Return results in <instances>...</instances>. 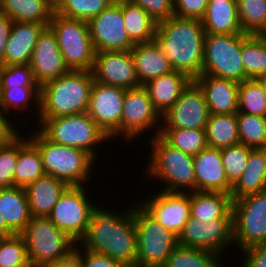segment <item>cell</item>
<instances>
[{"label":"cell","instance_id":"e575fe53","mask_svg":"<svg viewBox=\"0 0 266 267\" xmlns=\"http://www.w3.org/2000/svg\"><path fill=\"white\" fill-rule=\"evenodd\" d=\"M205 132L211 148L222 149L240 143L236 113L210 114Z\"/></svg>","mask_w":266,"mask_h":267},{"label":"cell","instance_id":"603a6c76","mask_svg":"<svg viewBox=\"0 0 266 267\" xmlns=\"http://www.w3.org/2000/svg\"><path fill=\"white\" fill-rule=\"evenodd\" d=\"M48 26L14 21L4 53V65L29 64L38 38Z\"/></svg>","mask_w":266,"mask_h":267},{"label":"cell","instance_id":"484cf974","mask_svg":"<svg viewBox=\"0 0 266 267\" xmlns=\"http://www.w3.org/2000/svg\"><path fill=\"white\" fill-rule=\"evenodd\" d=\"M135 61L136 76L143 86L149 80L171 73V63L154 40L136 44L131 50Z\"/></svg>","mask_w":266,"mask_h":267},{"label":"cell","instance_id":"11a10c76","mask_svg":"<svg viewBox=\"0 0 266 267\" xmlns=\"http://www.w3.org/2000/svg\"><path fill=\"white\" fill-rule=\"evenodd\" d=\"M15 233L7 226L4 217L0 212V238L9 237L14 235Z\"/></svg>","mask_w":266,"mask_h":267},{"label":"cell","instance_id":"1f68e13d","mask_svg":"<svg viewBox=\"0 0 266 267\" xmlns=\"http://www.w3.org/2000/svg\"><path fill=\"white\" fill-rule=\"evenodd\" d=\"M32 103L33 106H35L36 110L34 107L29 109L30 105L32 106ZM23 109H29L32 111H27V113L32 114L29 115L30 119L38 118L40 112V86H17L12 88H0V111L2 113L11 117L10 114L12 112H17V114L19 115L17 119H21L23 117V113L26 112Z\"/></svg>","mask_w":266,"mask_h":267},{"label":"cell","instance_id":"6da1fadb","mask_svg":"<svg viewBox=\"0 0 266 267\" xmlns=\"http://www.w3.org/2000/svg\"><path fill=\"white\" fill-rule=\"evenodd\" d=\"M134 204L124 206L126 209L123 208L120 212H114L116 208L104 209L98 205L91 216L86 234L77 245L135 267L137 232Z\"/></svg>","mask_w":266,"mask_h":267},{"label":"cell","instance_id":"680465c9","mask_svg":"<svg viewBox=\"0 0 266 267\" xmlns=\"http://www.w3.org/2000/svg\"><path fill=\"white\" fill-rule=\"evenodd\" d=\"M10 267H32L31 265H16V266H10Z\"/></svg>","mask_w":266,"mask_h":267},{"label":"cell","instance_id":"f5cc1de1","mask_svg":"<svg viewBox=\"0 0 266 267\" xmlns=\"http://www.w3.org/2000/svg\"><path fill=\"white\" fill-rule=\"evenodd\" d=\"M13 22L6 14L0 12V65H4V53Z\"/></svg>","mask_w":266,"mask_h":267},{"label":"cell","instance_id":"f6af8a7d","mask_svg":"<svg viewBox=\"0 0 266 267\" xmlns=\"http://www.w3.org/2000/svg\"><path fill=\"white\" fill-rule=\"evenodd\" d=\"M39 86L29 64L0 65V88Z\"/></svg>","mask_w":266,"mask_h":267},{"label":"cell","instance_id":"277c9868","mask_svg":"<svg viewBox=\"0 0 266 267\" xmlns=\"http://www.w3.org/2000/svg\"><path fill=\"white\" fill-rule=\"evenodd\" d=\"M148 141L151 150L147 168L143 170L144 178H153L152 182L158 179L162 185L165 183L161 187L163 191H195L193 156L172 147L160 135H155Z\"/></svg>","mask_w":266,"mask_h":267},{"label":"cell","instance_id":"b9f144b4","mask_svg":"<svg viewBox=\"0 0 266 267\" xmlns=\"http://www.w3.org/2000/svg\"><path fill=\"white\" fill-rule=\"evenodd\" d=\"M116 0H64L55 11L66 18L88 22Z\"/></svg>","mask_w":266,"mask_h":267},{"label":"cell","instance_id":"5b68a950","mask_svg":"<svg viewBox=\"0 0 266 267\" xmlns=\"http://www.w3.org/2000/svg\"><path fill=\"white\" fill-rule=\"evenodd\" d=\"M35 128L36 130L32 129L33 133H26L29 140L39 149L45 174L63 180L69 186H85L89 183L95 174L92 173L95 160L81 149L50 141L37 127Z\"/></svg>","mask_w":266,"mask_h":267},{"label":"cell","instance_id":"f546056e","mask_svg":"<svg viewBox=\"0 0 266 267\" xmlns=\"http://www.w3.org/2000/svg\"><path fill=\"white\" fill-rule=\"evenodd\" d=\"M190 215L198 220L233 218L232 198L221 192H190Z\"/></svg>","mask_w":266,"mask_h":267},{"label":"cell","instance_id":"cb8c5ba5","mask_svg":"<svg viewBox=\"0 0 266 267\" xmlns=\"http://www.w3.org/2000/svg\"><path fill=\"white\" fill-rule=\"evenodd\" d=\"M193 80L185 73L172 71L149 80L143 87L147 90L154 108L162 116L169 110Z\"/></svg>","mask_w":266,"mask_h":267},{"label":"cell","instance_id":"c3c4849f","mask_svg":"<svg viewBox=\"0 0 266 267\" xmlns=\"http://www.w3.org/2000/svg\"><path fill=\"white\" fill-rule=\"evenodd\" d=\"M209 0H176L174 16L179 18L198 19L204 16Z\"/></svg>","mask_w":266,"mask_h":267},{"label":"cell","instance_id":"83f0119b","mask_svg":"<svg viewBox=\"0 0 266 267\" xmlns=\"http://www.w3.org/2000/svg\"><path fill=\"white\" fill-rule=\"evenodd\" d=\"M0 212L7 226L20 234L32 218L25 189L17 186L0 188Z\"/></svg>","mask_w":266,"mask_h":267},{"label":"cell","instance_id":"7c38bea8","mask_svg":"<svg viewBox=\"0 0 266 267\" xmlns=\"http://www.w3.org/2000/svg\"><path fill=\"white\" fill-rule=\"evenodd\" d=\"M86 187L69 186L48 216L60 230L77 243L86 234L91 216L98 207L91 201L88 192H85L89 191Z\"/></svg>","mask_w":266,"mask_h":267},{"label":"cell","instance_id":"d590c367","mask_svg":"<svg viewBox=\"0 0 266 267\" xmlns=\"http://www.w3.org/2000/svg\"><path fill=\"white\" fill-rule=\"evenodd\" d=\"M241 59L245 80L266 75V35L242 33Z\"/></svg>","mask_w":266,"mask_h":267},{"label":"cell","instance_id":"7402d4cb","mask_svg":"<svg viewBox=\"0 0 266 267\" xmlns=\"http://www.w3.org/2000/svg\"><path fill=\"white\" fill-rule=\"evenodd\" d=\"M193 81L203 91L210 114L238 112V82L211 75H200Z\"/></svg>","mask_w":266,"mask_h":267},{"label":"cell","instance_id":"3957f363","mask_svg":"<svg viewBox=\"0 0 266 267\" xmlns=\"http://www.w3.org/2000/svg\"><path fill=\"white\" fill-rule=\"evenodd\" d=\"M94 77L91 71L70 70L40 86L38 118L86 113Z\"/></svg>","mask_w":266,"mask_h":267},{"label":"cell","instance_id":"5bb4252c","mask_svg":"<svg viewBox=\"0 0 266 267\" xmlns=\"http://www.w3.org/2000/svg\"><path fill=\"white\" fill-rule=\"evenodd\" d=\"M233 228V218L202 222L190 215L178 236V245L214 251L223 257L225 250L233 247Z\"/></svg>","mask_w":266,"mask_h":267},{"label":"cell","instance_id":"bcb514c9","mask_svg":"<svg viewBox=\"0 0 266 267\" xmlns=\"http://www.w3.org/2000/svg\"><path fill=\"white\" fill-rule=\"evenodd\" d=\"M18 152L19 135L8 145L0 147V188L14 186V174Z\"/></svg>","mask_w":266,"mask_h":267},{"label":"cell","instance_id":"f907efd6","mask_svg":"<svg viewBox=\"0 0 266 267\" xmlns=\"http://www.w3.org/2000/svg\"><path fill=\"white\" fill-rule=\"evenodd\" d=\"M241 253L244 258L240 267H266V244L248 247Z\"/></svg>","mask_w":266,"mask_h":267},{"label":"cell","instance_id":"9c48e42d","mask_svg":"<svg viewBox=\"0 0 266 267\" xmlns=\"http://www.w3.org/2000/svg\"><path fill=\"white\" fill-rule=\"evenodd\" d=\"M49 27L55 33L69 70L91 71L96 51L91 41L88 23L54 12Z\"/></svg>","mask_w":266,"mask_h":267},{"label":"cell","instance_id":"2e32d148","mask_svg":"<svg viewBox=\"0 0 266 267\" xmlns=\"http://www.w3.org/2000/svg\"><path fill=\"white\" fill-rule=\"evenodd\" d=\"M126 89L94 81L87 114L109 139L118 141L122 106Z\"/></svg>","mask_w":266,"mask_h":267},{"label":"cell","instance_id":"ac0fdd59","mask_svg":"<svg viewBox=\"0 0 266 267\" xmlns=\"http://www.w3.org/2000/svg\"><path fill=\"white\" fill-rule=\"evenodd\" d=\"M209 115L205 95L192 81L175 104L162 115L161 128L205 129Z\"/></svg>","mask_w":266,"mask_h":267},{"label":"cell","instance_id":"7a4b0ae2","mask_svg":"<svg viewBox=\"0 0 266 267\" xmlns=\"http://www.w3.org/2000/svg\"><path fill=\"white\" fill-rule=\"evenodd\" d=\"M205 35L201 20L172 16L157 23L153 40L174 71L194 80L202 74Z\"/></svg>","mask_w":266,"mask_h":267},{"label":"cell","instance_id":"836d02e7","mask_svg":"<svg viewBox=\"0 0 266 267\" xmlns=\"http://www.w3.org/2000/svg\"><path fill=\"white\" fill-rule=\"evenodd\" d=\"M122 14L126 32L135 45L154 39L157 23L140 6L122 0Z\"/></svg>","mask_w":266,"mask_h":267},{"label":"cell","instance_id":"9f6ffc18","mask_svg":"<svg viewBox=\"0 0 266 267\" xmlns=\"http://www.w3.org/2000/svg\"><path fill=\"white\" fill-rule=\"evenodd\" d=\"M46 2L52 7L54 11H56L64 2V0H46Z\"/></svg>","mask_w":266,"mask_h":267},{"label":"cell","instance_id":"816d5d0a","mask_svg":"<svg viewBox=\"0 0 266 267\" xmlns=\"http://www.w3.org/2000/svg\"><path fill=\"white\" fill-rule=\"evenodd\" d=\"M8 117L0 111V147L8 145L20 134L12 121L14 117Z\"/></svg>","mask_w":266,"mask_h":267},{"label":"cell","instance_id":"44dd1931","mask_svg":"<svg viewBox=\"0 0 266 267\" xmlns=\"http://www.w3.org/2000/svg\"><path fill=\"white\" fill-rule=\"evenodd\" d=\"M195 191L230 194L229 182L222 165L221 149L207 147L193 156Z\"/></svg>","mask_w":266,"mask_h":267},{"label":"cell","instance_id":"7dc6e473","mask_svg":"<svg viewBox=\"0 0 266 267\" xmlns=\"http://www.w3.org/2000/svg\"><path fill=\"white\" fill-rule=\"evenodd\" d=\"M140 6L156 23L174 16V3L171 0H128Z\"/></svg>","mask_w":266,"mask_h":267},{"label":"cell","instance_id":"f1b7e54d","mask_svg":"<svg viewBox=\"0 0 266 267\" xmlns=\"http://www.w3.org/2000/svg\"><path fill=\"white\" fill-rule=\"evenodd\" d=\"M266 190V149H252L246 168L230 193L232 200Z\"/></svg>","mask_w":266,"mask_h":267},{"label":"cell","instance_id":"ee69618b","mask_svg":"<svg viewBox=\"0 0 266 267\" xmlns=\"http://www.w3.org/2000/svg\"><path fill=\"white\" fill-rule=\"evenodd\" d=\"M31 265L27 247L20 234L0 238V267Z\"/></svg>","mask_w":266,"mask_h":267},{"label":"cell","instance_id":"74e56055","mask_svg":"<svg viewBox=\"0 0 266 267\" xmlns=\"http://www.w3.org/2000/svg\"><path fill=\"white\" fill-rule=\"evenodd\" d=\"M159 135L172 147L192 156L208 147L205 129L161 128Z\"/></svg>","mask_w":266,"mask_h":267},{"label":"cell","instance_id":"d4e9b609","mask_svg":"<svg viewBox=\"0 0 266 267\" xmlns=\"http://www.w3.org/2000/svg\"><path fill=\"white\" fill-rule=\"evenodd\" d=\"M69 185L51 175H44L26 186L25 192L32 217H48Z\"/></svg>","mask_w":266,"mask_h":267},{"label":"cell","instance_id":"8d00e7d4","mask_svg":"<svg viewBox=\"0 0 266 267\" xmlns=\"http://www.w3.org/2000/svg\"><path fill=\"white\" fill-rule=\"evenodd\" d=\"M223 260L214 251L178 245L162 267H227Z\"/></svg>","mask_w":266,"mask_h":267},{"label":"cell","instance_id":"e0dca14e","mask_svg":"<svg viewBox=\"0 0 266 267\" xmlns=\"http://www.w3.org/2000/svg\"><path fill=\"white\" fill-rule=\"evenodd\" d=\"M142 201V202H141ZM138 204L163 227L177 237L190 218V192L158 190Z\"/></svg>","mask_w":266,"mask_h":267},{"label":"cell","instance_id":"ffe728a7","mask_svg":"<svg viewBox=\"0 0 266 267\" xmlns=\"http://www.w3.org/2000/svg\"><path fill=\"white\" fill-rule=\"evenodd\" d=\"M29 65L39 86L69 72L55 33L48 26L40 34Z\"/></svg>","mask_w":266,"mask_h":267},{"label":"cell","instance_id":"8fae6325","mask_svg":"<svg viewBox=\"0 0 266 267\" xmlns=\"http://www.w3.org/2000/svg\"><path fill=\"white\" fill-rule=\"evenodd\" d=\"M232 210L233 243L238 251L266 244V190L232 200Z\"/></svg>","mask_w":266,"mask_h":267},{"label":"cell","instance_id":"db71d44e","mask_svg":"<svg viewBox=\"0 0 266 267\" xmlns=\"http://www.w3.org/2000/svg\"><path fill=\"white\" fill-rule=\"evenodd\" d=\"M42 267H82L80 262V247L77 245L75 250L70 255L45 264Z\"/></svg>","mask_w":266,"mask_h":267},{"label":"cell","instance_id":"7bdbcfd3","mask_svg":"<svg viewBox=\"0 0 266 267\" xmlns=\"http://www.w3.org/2000/svg\"><path fill=\"white\" fill-rule=\"evenodd\" d=\"M251 150L252 148L241 143L221 149L222 165L232 185L241 177L246 168Z\"/></svg>","mask_w":266,"mask_h":267},{"label":"cell","instance_id":"60d3db41","mask_svg":"<svg viewBox=\"0 0 266 267\" xmlns=\"http://www.w3.org/2000/svg\"><path fill=\"white\" fill-rule=\"evenodd\" d=\"M238 112L266 117V95L255 79L239 83Z\"/></svg>","mask_w":266,"mask_h":267},{"label":"cell","instance_id":"6f0895ef","mask_svg":"<svg viewBox=\"0 0 266 267\" xmlns=\"http://www.w3.org/2000/svg\"><path fill=\"white\" fill-rule=\"evenodd\" d=\"M255 80L260 84L262 90L264 91L266 95V75L259 76Z\"/></svg>","mask_w":266,"mask_h":267},{"label":"cell","instance_id":"9a60e30c","mask_svg":"<svg viewBox=\"0 0 266 267\" xmlns=\"http://www.w3.org/2000/svg\"><path fill=\"white\" fill-rule=\"evenodd\" d=\"M87 23L96 52L131 51L134 48L135 44L125 29L122 0H116Z\"/></svg>","mask_w":266,"mask_h":267},{"label":"cell","instance_id":"d6a6232c","mask_svg":"<svg viewBox=\"0 0 266 267\" xmlns=\"http://www.w3.org/2000/svg\"><path fill=\"white\" fill-rule=\"evenodd\" d=\"M0 12L13 21L49 25L55 11L46 0H0Z\"/></svg>","mask_w":266,"mask_h":267},{"label":"cell","instance_id":"52a82bcc","mask_svg":"<svg viewBox=\"0 0 266 267\" xmlns=\"http://www.w3.org/2000/svg\"><path fill=\"white\" fill-rule=\"evenodd\" d=\"M20 235L24 239L32 267H42L65 258L78 244L49 217H32Z\"/></svg>","mask_w":266,"mask_h":267},{"label":"cell","instance_id":"d6986e66","mask_svg":"<svg viewBox=\"0 0 266 267\" xmlns=\"http://www.w3.org/2000/svg\"><path fill=\"white\" fill-rule=\"evenodd\" d=\"M91 72L94 81L105 85L126 90L141 87L131 51L96 52Z\"/></svg>","mask_w":266,"mask_h":267},{"label":"cell","instance_id":"f35d334b","mask_svg":"<svg viewBox=\"0 0 266 267\" xmlns=\"http://www.w3.org/2000/svg\"><path fill=\"white\" fill-rule=\"evenodd\" d=\"M242 31L252 35H266V0H236Z\"/></svg>","mask_w":266,"mask_h":267},{"label":"cell","instance_id":"4fadbf2b","mask_svg":"<svg viewBox=\"0 0 266 267\" xmlns=\"http://www.w3.org/2000/svg\"><path fill=\"white\" fill-rule=\"evenodd\" d=\"M161 125L162 116L154 108L143 86L125 91L120 122L121 140L132 143L133 139L146 135L151 129L154 131L151 137L159 135Z\"/></svg>","mask_w":266,"mask_h":267},{"label":"cell","instance_id":"8992f818","mask_svg":"<svg viewBox=\"0 0 266 267\" xmlns=\"http://www.w3.org/2000/svg\"><path fill=\"white\" fill-rule=\"evenodd\" d=\"M36 121L39 127L37 129L47 139L59 145L81 149L96 162L100 146H103V143H109L110 140L87 113L38 118Z\"/></svg>","mask_w":266,"mask_h":267},{"label":"cell","instance_id":"4dcf8cb0","mask_svg":"<svg viewBox=\"0 0 266 267\" xmlns=\"http://www.w3.org/2000/svg\"><path fill=\"white\" fill-rule=\"evenodd\" d=\"M20 131L22 134L21 136L19 134V152L15 166L14 186L25 188L44 176L45 172L39 149L29 140L28 136L26 138L27 133Z\"/></svg>","mask_w":266,"mask_h":267},{"label":"cell","instance_id":"ba28073f","mask_svg":"<svg viewBox=\"0 0 266 267\" xmlns=\"http://www.w3.org/2000/svg\"><path fill=\"white\" fill-rule=\"evenodd\" d=\"M137 232L135 267H162L178 246V237L150 216L138 203L134 205Z\"/></svg>","mask_w":266,"mask_h":267},{"label":"cell","instance_id":"4316f807","mask_svg":"<svg viewBox=\"0 0 266 267\" xmlns=\"http://www.w3.org/2000/svg\"><path fill=\"white\" fill-rule=\"evenodd\" d=\"M206 34H240L236 0H209L201 18Z\"/></svg>","mask_w":266,"mask_h":267},{"label":"cell","instance_id":"30bf717a","mask_svg":"<svg viewBox=\"0 0 266 267\" xmlns=\"http://www.w3.org/2000/svg\"><path fill=\"white\" fill-rule=\"evenodd\" d=\"M242 33L206 34L204 38V61L201 75L245 81L241 59Z\"/></svg>","mask_w":266,"mask_h":267},{"label":"cell","instance_id":"681fc988","mask_svg":"<svg viewBox=\"0 0 266 267\" xmlns=\"http://www.w3.org/2000/svg\"><path fill=\"white\" fill-rule=\"evenodd\" d=\"M80 262L82 267H129L121 261L114 260L80 247Z\"/></svg>","mask_w":266,"mask_h":267},{"label":"cell","instance_id":"ab89813d","mask_svg":"<svg viewBox=\"0 0 266 267\" xmlns=\"http://www.w3.org/2000/svg\"><path fill=\"white\" fill-rule=\"evenodd\" d=\"M241 144L252 149H266V117L236 113Z\"/></svg>","mask_w":266,"mask_h":267}]
</instances>
